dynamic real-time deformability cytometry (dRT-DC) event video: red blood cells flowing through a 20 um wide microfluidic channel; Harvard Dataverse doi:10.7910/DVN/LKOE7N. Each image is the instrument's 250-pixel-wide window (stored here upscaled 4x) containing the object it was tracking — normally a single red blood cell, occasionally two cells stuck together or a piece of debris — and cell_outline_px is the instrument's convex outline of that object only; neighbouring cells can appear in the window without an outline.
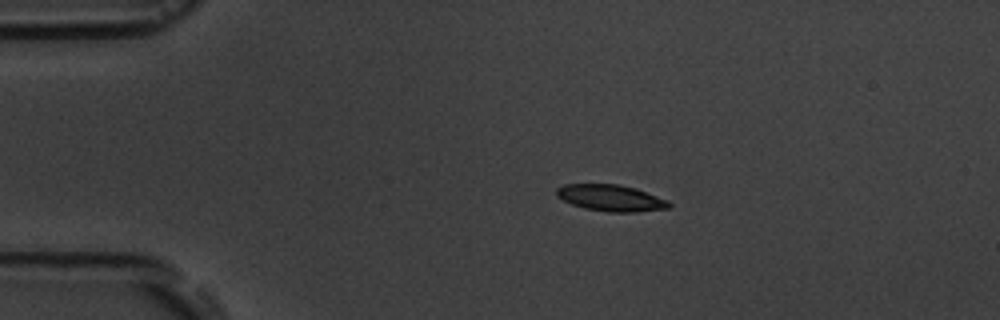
{"species": "common noctule bat (a hibernating species)", "species_latin": "Nyctalus noctula", "temperature_condition": "room temperature", "stored_images_in_passage": 7, "camera_frame_rate_fps": 3000, "um_per_image_px": 0.085, "animal": {"sex": "male", "body_mass_g": 19.5, "forearm_length_mm": 54.6}, "frame": {"image": 1, "passage_image": 3, "time_ms": 2.333, "image_size_px": [1000, 320], "cell_outline_px": [[672, 208], [636, 212], [608, 212], [584, 208], [572, 204], [556, 196], [556, 188], [564, 184], [620, 184], [636, 188], [668, 200], [672, 204]], "centroid_in_image_um": [51.95, 16.82], "position_along_channel_um": 33.0, "area_um2": 17.51}}
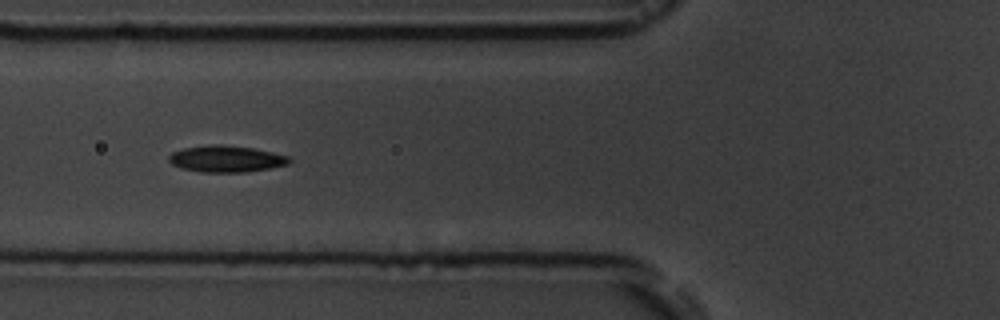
{"frame": {"image": 2, "passage_image": 6, "time_ms": 5.667, "image_size_px": [1000, 320], "cell_outline_px": [[292, 160], [288, 164], [272, 168], [244, 172], [200, 172], [180, 168], [172, 164], [168, 160], [168, 156], [172, 152], [184, 148], [216, 144], [252, 148], [272, 152], [288, 156]], "centroid_in_image_um": [19.22, 13.51], "position_along_channel_um": 106.6, "area_um2": 18.55}}
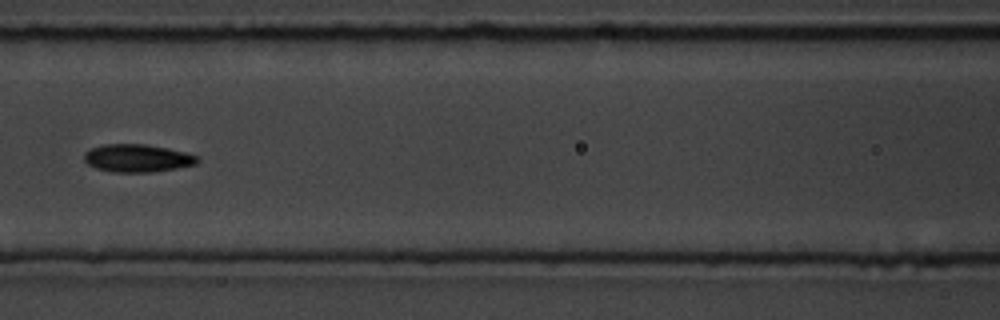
{"frame": {"image": 3, "passage_image": 7, "time_ms": 7.0, "image_size_px": [1000, 320], "cell_outline_px": [[200, 160], [196, 164], [176, 168], [152, 172], [112, 172], [96, 168], [88, 164], [84, 160], [84, 152], [88, 148], [104, 144], [144, 144], [168, 148], [200, 156]], "centroid_in_image_um": [11.66, 13.44], "position_along_channel_um": 154.9, "area_um2": 18.5}}